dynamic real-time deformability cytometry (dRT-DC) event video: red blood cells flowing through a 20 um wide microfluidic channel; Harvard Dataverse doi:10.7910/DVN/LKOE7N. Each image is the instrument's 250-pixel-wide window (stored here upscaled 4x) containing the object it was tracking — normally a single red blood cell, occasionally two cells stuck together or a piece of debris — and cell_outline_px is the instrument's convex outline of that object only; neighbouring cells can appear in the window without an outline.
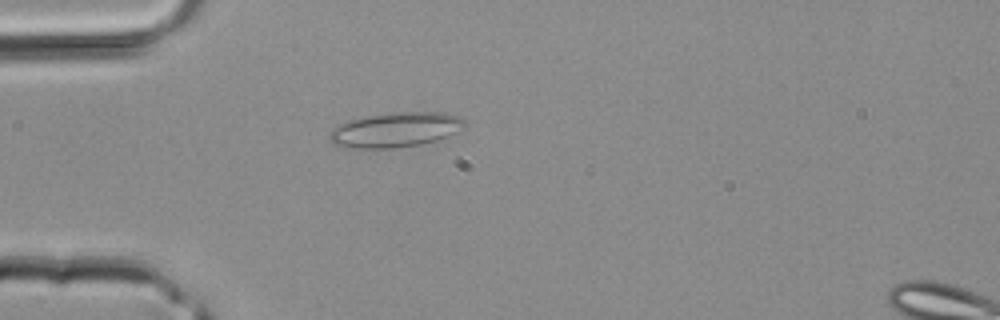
{"species": "common noctule bat (a hibernating species)", "species_latin": "Nyctalus noctula", "temperature_condition": "room temperature", "stored_images_in_passage": 31, "camera_frame_rate_fps": 3000, "um_per_image_px": 0.085, "animal": {"sex": "male", "body_mass_g": 20.4}, "frame": {"image": 1, "passage_image": 3, "time_ms": 0.667, "image_size_px": [1000, 320], "cell_outline_px": [[464, 128], [440, 140], [420, 144], [396, 148], [352, 148], [332, 144], [328, 140], [328, 136], [332, 128], [340, 124], [352, 120], [368, 116], [388, 112], [444, 112], [460, 116], [464, 120]], "centroid_in_image_um": [33.63, 11.03], "position_along_channel_um": 51.4, "area_um2": 27.63}}
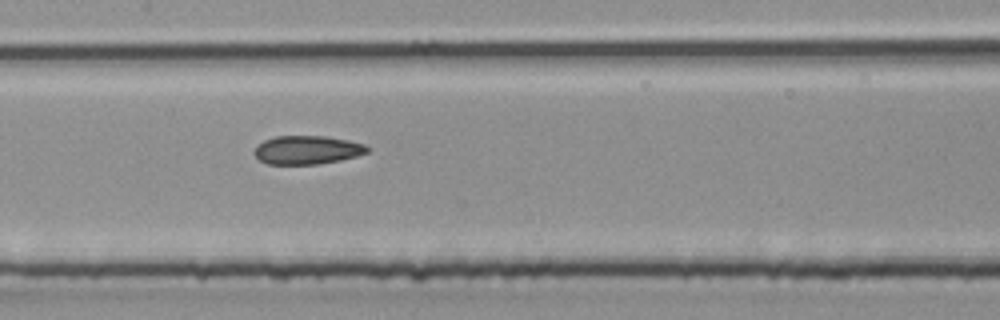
{"frame": {"image": 2, "passage_image": 11, "time_ms": 3.333, "image_size_px": [1000, 320], "cell_outline_px": [[368, 152], [356, 156], [340, 160], [320, 164], [268, 164], [260, 160], [252, 152], [264, 140], [276, 136], [324, 136], [348, 140], [364, 144], [368, 148]], "centroid_in_image_um": [26.1, 12.75], "position_along_channel_um": 181.3, "area_um2": 18.67}}
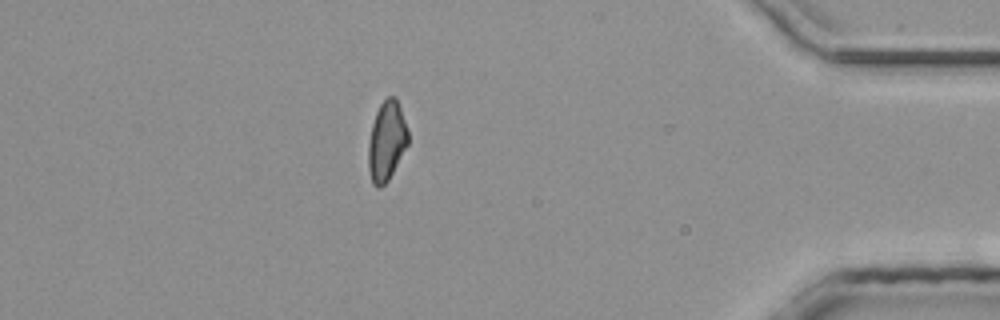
{"frame": {"image": 3, "passage_image": 26, "time_ms": 8.333, "image_size_px": [1000, 320], "cell_outline_px": [[408, 144], [388, 180], [380, 188], [376, 188], [372, 184], [368, 168], [368, 144], [372, 124], [376, 112], [380, 104], [388, 96], [396, 96], [408, 128]], "centroid_in_image_um": [32.86, 11.99], "position_along_channel_um": 402.3, "area_um2": 18.5}}